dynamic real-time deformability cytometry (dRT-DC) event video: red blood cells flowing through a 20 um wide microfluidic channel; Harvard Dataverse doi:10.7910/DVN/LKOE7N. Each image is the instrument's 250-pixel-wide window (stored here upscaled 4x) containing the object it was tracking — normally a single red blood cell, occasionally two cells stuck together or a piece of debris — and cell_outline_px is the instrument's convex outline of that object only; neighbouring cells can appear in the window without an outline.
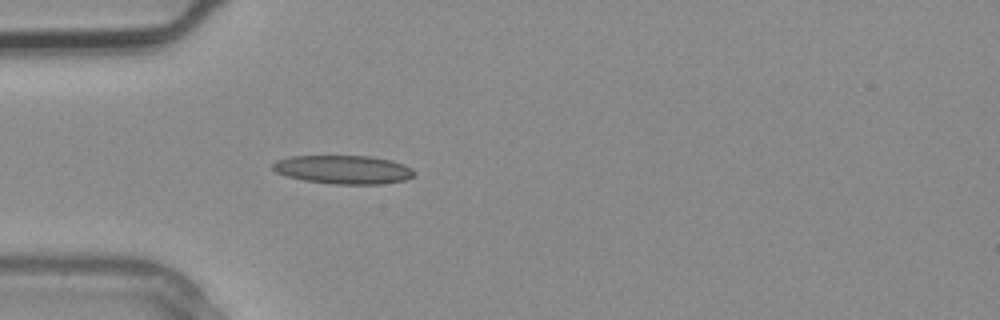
{"species": "common noctule bat (a hibernating species)", "species_latin": "Nyctalus noctula", "temperature_condition": "warm", "stored_images_in_passage": 2, "camera_frame_rate_fps": 3000, "um_per_image_px": 0.085, "animal": {"sex": "male", "body_mass_g": 20.4}, "frame": {"image": 1, "passage_image": 2, "time_ms": 0.333, "image_size_px": [1000, 320], "cell_outline_px": [[416, 176], [404, 180], [384, 184], [336, 184], [304, 180], [288, 176], [276, 172], [272, 168], [272, 164], [276, 160], [292, 156], [372, 156], [392, 160], [404, 164], [412, 168], [416, 172]], "centroid_in_image_um": [29.24, 14.41], "position_along_channel_um": 55.8, "area_um2": 23.7}}